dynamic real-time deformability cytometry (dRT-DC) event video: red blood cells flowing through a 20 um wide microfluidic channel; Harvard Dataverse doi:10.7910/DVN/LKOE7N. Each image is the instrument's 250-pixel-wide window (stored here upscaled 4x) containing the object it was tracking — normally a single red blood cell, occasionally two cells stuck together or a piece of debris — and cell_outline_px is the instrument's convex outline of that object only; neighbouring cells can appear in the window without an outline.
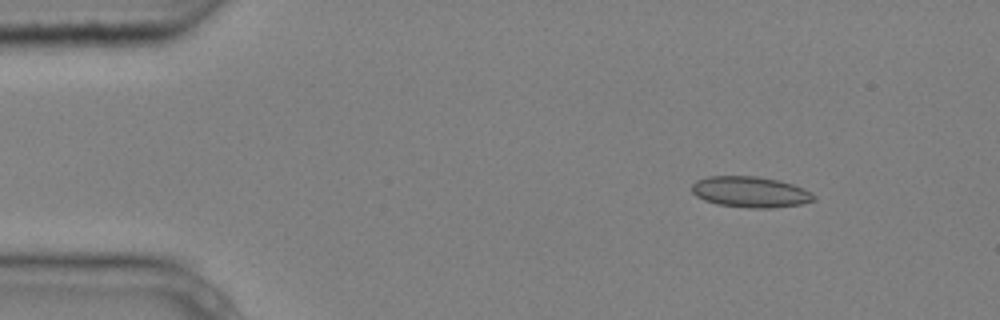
{"species": "common noctule bat (a hibernating species)", "species_latin": "Nyctalus noctula", "temperature_condition": "cold", "stored_images_in_passage": 3, "camera_frame_rate_fps": 3000, "um_per_image_px": 0.085, "animal": {"sex": "male", "body_mass_g": 20.4}, "frame": {"image": 1, "passage_image": 1, "time_ms": 0.0, "image_size_px": [1000, 320], "cell_outline_px": [[816, 200], [800, 204], [772, 208], [748, 208], [716, 204], [704, 200], [696, 196], [692, 192], [692, 184], [696, 180], [708, 176], [756, 176], [776, 180], [792, 184], [804, 188], [812, 192], [816, 196]], "centroid_in_image_um": [63.78, 16.32], "position_along_channel_um": 21.2, "area_um2": 22.08}}